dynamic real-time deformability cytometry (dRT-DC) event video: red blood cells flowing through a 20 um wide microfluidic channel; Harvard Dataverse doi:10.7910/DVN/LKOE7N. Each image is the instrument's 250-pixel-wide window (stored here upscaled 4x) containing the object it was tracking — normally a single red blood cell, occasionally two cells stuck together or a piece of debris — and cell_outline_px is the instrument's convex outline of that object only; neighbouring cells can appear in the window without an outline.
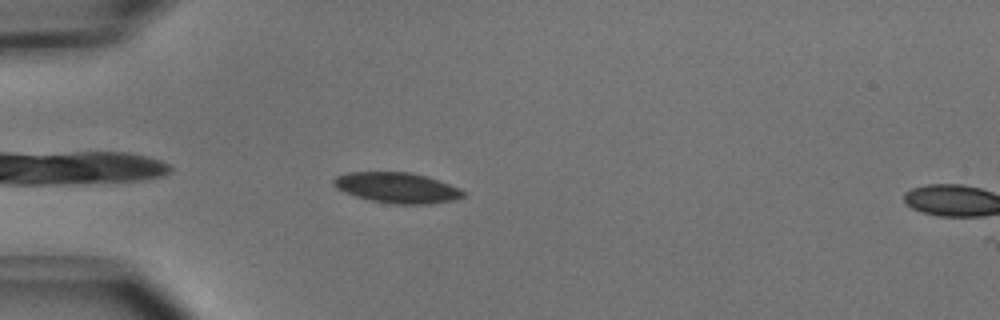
{"species": "common noctule bat (a hibernating species)", "species_latin": "Nyctalus noctula", "temperature_condition": "cold", "stored_images_in_passage": 5, "camera_frame_rate_fps": 3000, "um_per_image_px": 0.085, "animal": {"sex": "male", "body_mass_g": 15.6}, "frame": {"image": 1, "passage_image": 3, "time_ms": 0.667, "image_size_px": [1000, 320], "cell_outline_px": [[468, 192], [464, 196], [452, 200], [428, 204], [392, 204], [368, 200], [344, 192], [336, 188], [332, 184], [332, 180], [336, 176], [348, 172], [412, 172], [428, 176], [460, 188]], "centroid_in_image_um": [33.75, 15.95], "position_along_channel_um": 51.3, "area_um2": 23.29}}